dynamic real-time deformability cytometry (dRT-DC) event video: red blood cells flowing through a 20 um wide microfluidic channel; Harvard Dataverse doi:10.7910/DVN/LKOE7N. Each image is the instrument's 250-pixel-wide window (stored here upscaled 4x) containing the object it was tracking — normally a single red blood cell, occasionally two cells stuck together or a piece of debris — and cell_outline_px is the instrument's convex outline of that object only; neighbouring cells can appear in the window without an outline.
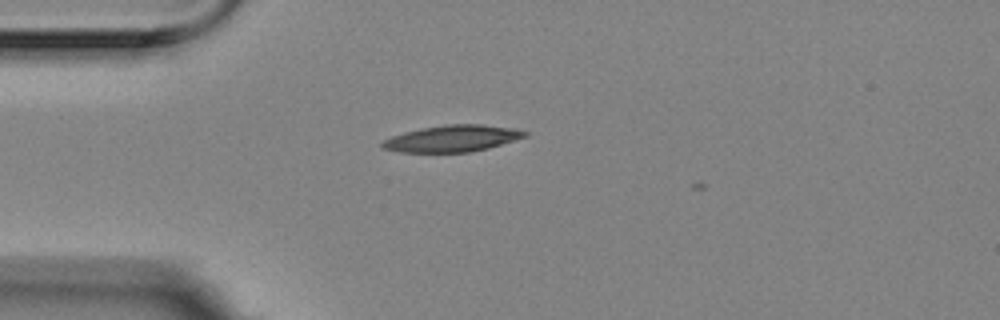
{"species": "Egyptian fruit bat (a non-hibernating species)", "species_latin": "Rousettus aegyptiacus", "temperature_condition": "room temperature", "stored_images_in_passage": 2, "camera_frame_rate_fps": 3000, "um_per_image_px": 0.085, "animal": {"sex": "female"}, "frame": {"image": 1, "passage_image": 1, "time_ms": 0.0, "image_size_px": [1000, 320], "cell_outline_px": [[528, 136], [488, 148], [468, 152], [400, 152], [380, 148], [380, 144], [384, 140], [392, 136], [404, 132], [420, 128], [448, 124], [480, 124], [512, 128], [528, 132]], "centroid_in_image_um": [38.42, 11.77], "position_along_channel_um": 46.6, "area_um2": 22.02}}